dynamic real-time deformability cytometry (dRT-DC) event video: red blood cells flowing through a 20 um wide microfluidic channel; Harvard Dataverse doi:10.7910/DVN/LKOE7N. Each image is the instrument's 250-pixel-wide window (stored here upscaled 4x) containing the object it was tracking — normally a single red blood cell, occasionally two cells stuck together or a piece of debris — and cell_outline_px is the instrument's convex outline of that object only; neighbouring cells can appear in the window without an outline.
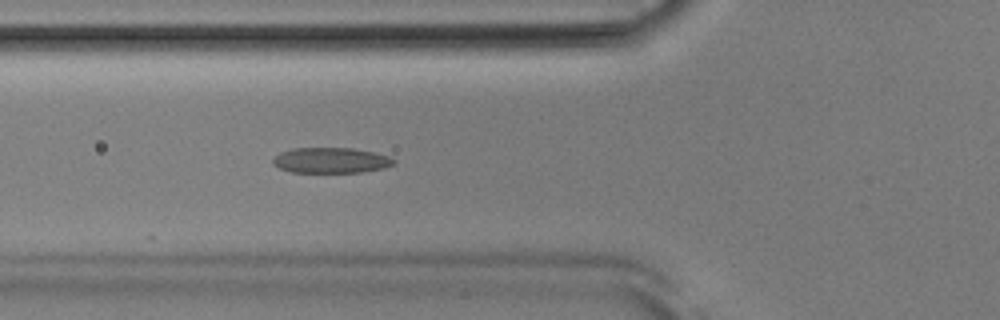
{"species": "Egyptian fruit bat (a non-hibernating species)", "species_latin": "Rousettus aegyptiacus", "temperature_condition": "room temperature", "stored_images_in_passage": 28, "camera_frame_rate_fps": 3000, "um_per_image_px": 0.085, "animal": {"sex": "male"}, "frame": {"image": 1, "passage_image": 20, "time_ms": 6.333, "image_size_px": [1000, 320], "cell_outline_px": [[396, 164], [384, 168], [360, 172], [292, 172], [280, 168], [272, 164], [272, 160], [280, 152], [292, 148], [352, 148], [372, 152], [388, 156], [396, 160]], "centroid_in_image_um": [28.13, 13.63], "position_along_channel_um": 97.7, "area_um2": 17.92}}